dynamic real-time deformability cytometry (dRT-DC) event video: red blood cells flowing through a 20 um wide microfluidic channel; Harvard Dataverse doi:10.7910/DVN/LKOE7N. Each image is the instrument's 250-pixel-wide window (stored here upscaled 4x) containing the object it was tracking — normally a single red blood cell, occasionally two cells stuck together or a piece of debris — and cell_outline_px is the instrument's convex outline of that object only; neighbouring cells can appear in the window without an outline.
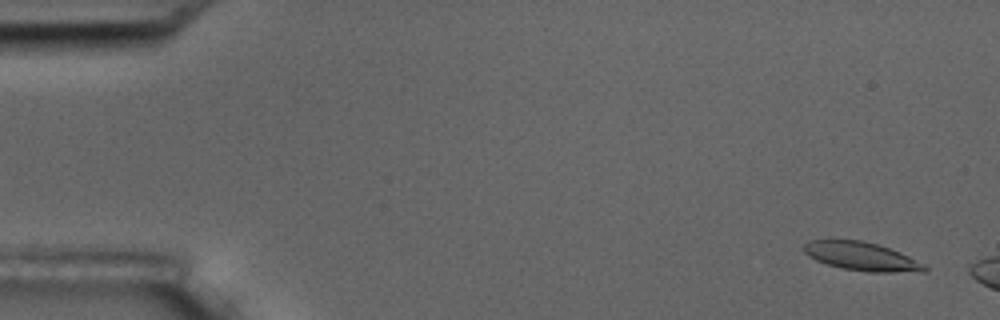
{"species": "common noctule bat (a hibernating species)", "species_latin": "Nyctalus noctula", "temperature_condition": "room temperature", "stored_images_in_passage": 3, "camera_frame_rate_fps": 3000, "um_per_image_px": 0.085, "animal": {"sex": "male", "body_mass_g": 17.5, "forearm_length_mm": 52.3}, "frame": {"image": 1, "passage_image": 1, "time_ms": 0.0, "image_size_px": [1000, 320], "cell_outline_px": [[928, 268], [924, 272], [868, 272], [844, 268], [828, 264], [816, 260], [808, 256], [804, 252], [804, 244], [808, 240], [860, 240], [876, 244], [900, 252], [924, 264]], "centroid_in_image_um": [73.24, 21.8], "position_along_channel_um": 11.8, "area_um2": 19.83}}